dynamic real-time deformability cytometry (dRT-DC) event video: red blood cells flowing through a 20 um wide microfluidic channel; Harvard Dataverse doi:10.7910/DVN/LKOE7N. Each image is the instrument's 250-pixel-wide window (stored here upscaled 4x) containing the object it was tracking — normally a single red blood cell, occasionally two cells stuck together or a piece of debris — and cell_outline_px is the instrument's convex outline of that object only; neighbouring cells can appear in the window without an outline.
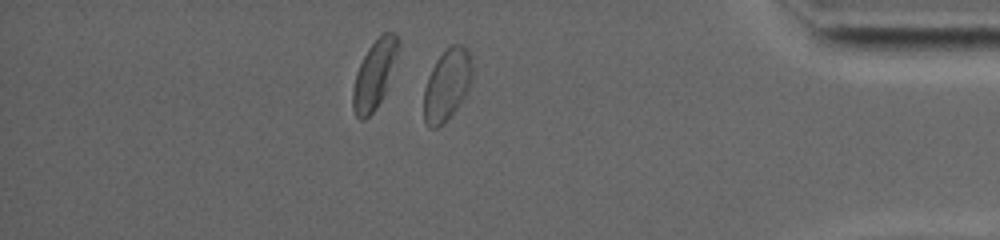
{"species": "common noctule bat (a hibernating species)", "species_latin": "Nyctalus noctula", "temperature_condition": "warm", "stored_images_in_passage": 45, "camera_frame_rate_fps": 5000, "um_per_image_px": 0.085, "animal": {"sex": "female", "body_mass_g": 19.0, "forearm_length_mm": 53.3}, "frame": {"image": 1, "passage_image": 39, "time_ms": 10.0, "image_size_px": [1000, 240], "cell_outline_px": [[472, 80], [468, 92], [456, 108], [436, 128], [428, 128], [424, 120], [424, 88], [428, 76], [436, 60], [452, 44], [460, 44], [468, 48], [472, 64]], "centroid_in_image_um": [38.0, 7.18], "position_along_channel_um": 397.2, "area_um2": 20.06}}